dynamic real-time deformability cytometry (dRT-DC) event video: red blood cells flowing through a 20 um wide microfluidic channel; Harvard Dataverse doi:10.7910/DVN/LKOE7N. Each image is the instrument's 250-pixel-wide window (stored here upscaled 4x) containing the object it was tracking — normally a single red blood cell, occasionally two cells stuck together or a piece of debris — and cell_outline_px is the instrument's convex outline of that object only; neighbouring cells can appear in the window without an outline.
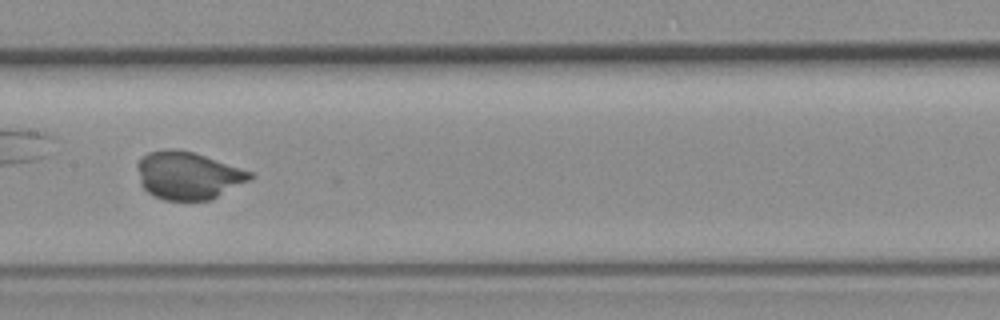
{"species": "common noctule bat (a hibernating species)", "species_latin": "Nyctalus noctula", "temperature_condition": "room temperature", "stored_images_in_passage": 8, "camera_frame_rate_fps": 3000, "um_per_image_px": 0.085, "animal": {"sex": "female", "body_mass_g": 19.3, "forearm_length_mm": 54.1}, "frame": {"image": 1, "passage_image": 6, "time_ms": 7.0, "image_size_px": [1000, 320], "cell_outline_px": [[256, 176], [252, 180], [212, 200], [164, 200], [148, 192], [140, 184], [136, 168], [136, 164], [148, 152], [172, 148], [192, 152], [252, 172]], "centroid_in_image_um": [16.0, 14.93], "position_along_channel_um": 191.4, "area_um2": 31.39}}
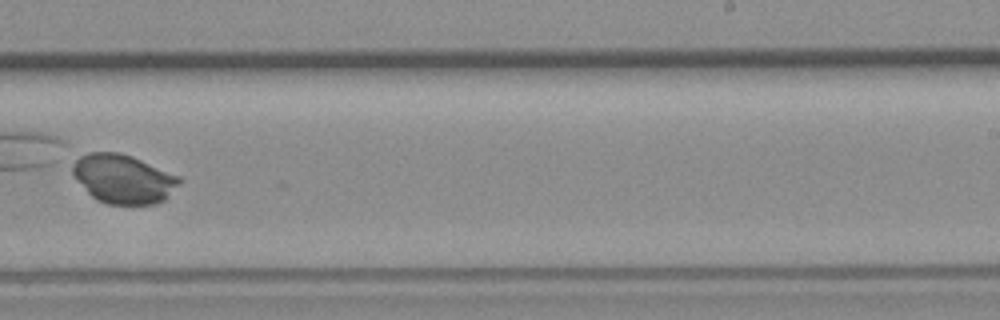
{"frame": {"image": 2, "passage_image": 8, "time_ms": 9.333, "image_size_px": [1000, 320], "cell_outline_px": [[184, 180], [164, 200], [156, 204], [108, 204], [96, 200], [76, 180], [68, 164], [80, 156], [88, 152], [120, 152], [132, 156], [180, 176]], "centroid_in_image_um": [10.46, 15.19], "position_along_channel_um": 278.5, "area_um2": 30.81}}